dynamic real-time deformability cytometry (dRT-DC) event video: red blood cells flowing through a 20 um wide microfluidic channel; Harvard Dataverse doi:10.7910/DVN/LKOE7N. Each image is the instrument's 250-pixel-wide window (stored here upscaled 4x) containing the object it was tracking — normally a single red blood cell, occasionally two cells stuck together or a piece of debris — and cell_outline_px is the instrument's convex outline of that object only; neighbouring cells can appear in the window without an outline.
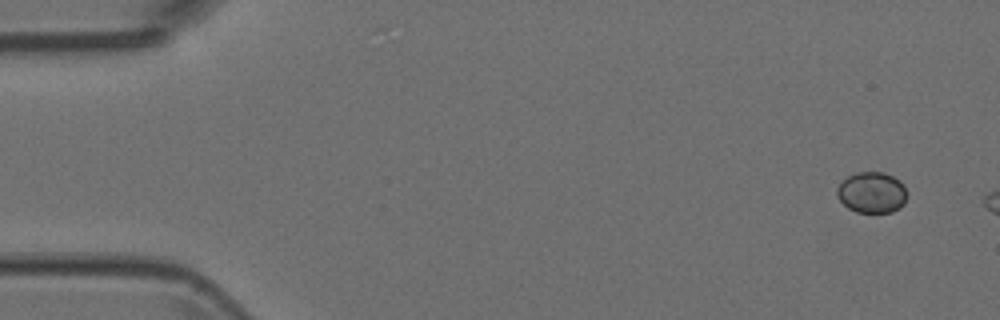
{"species": "Egyptian fruit bat (a non-hibernating species)", "species_latin": "Rousettus aegyptiacus", "temperature_condition": "room temperature", "stored_images_in_passage": 3, "camera_frame_rate_fps": 3000, "um_per_image_px": 0.085, "animal": {"sex": "female"}, "frame": {"image": 1, "passage_image": 1, "time_ms": 0.0, "image_size_px": [1000, 320], "cell_outline_px": [[908, 196], [904, 204], [900, 208], [892, 212], [856, 212], [848, 208], [836, 196], [836, 188], [848, 176], [856, 172], [884, 172], [900, 180], [904, 184], [908, 192]], "centroid_in_image_um": [74.14, 16.36], "position_along_channel_um": 10.9, "area_um2": 16.99}}